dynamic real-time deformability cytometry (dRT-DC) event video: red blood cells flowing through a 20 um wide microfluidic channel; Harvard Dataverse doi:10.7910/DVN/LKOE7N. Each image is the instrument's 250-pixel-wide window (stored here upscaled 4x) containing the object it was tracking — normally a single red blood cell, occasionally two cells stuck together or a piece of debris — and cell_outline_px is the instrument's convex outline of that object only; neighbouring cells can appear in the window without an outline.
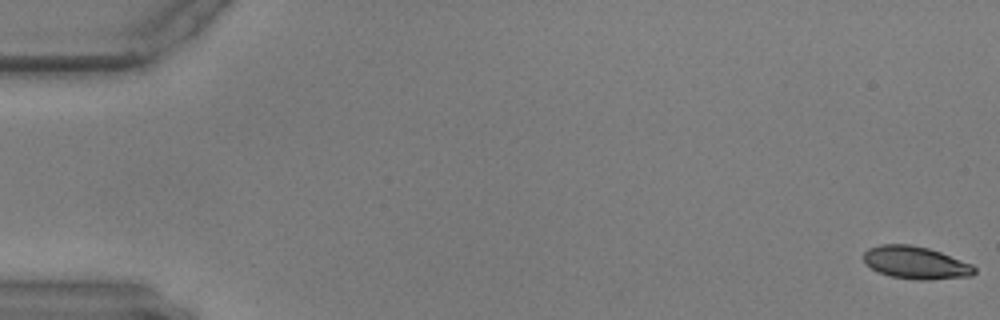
{"species": "common noctule bat (a hibernating species)", "species_latin": "Nyctalus noctula", "temperature_condition": "warm", "stored_images_in_passage": 29, "camera_frame_rate_fps": 3000, "um_per_image_px": 0.085, "animal": {"sex": "male", "body_mass_g": 17.9, "forearm_length_mm": 54.2}, "frame": {"image": 1, "passage_image": 1, "time_ms": 0.0, "image_size_px": [1000, 320], "cell_outline_px": [[976, 272], [972, 276], [928, 280], [916, 280], [888, 276], [876, 272], [864, 264], [860, 256], [868, 248], [880, 244], [908, 244], [928, 248], [940, 252], [972, 264], [976, 268]], "centroid_in_image_um": [77.77, 22.33], "position_along_channel_um": 7.2, "area_um2": 21.5}}
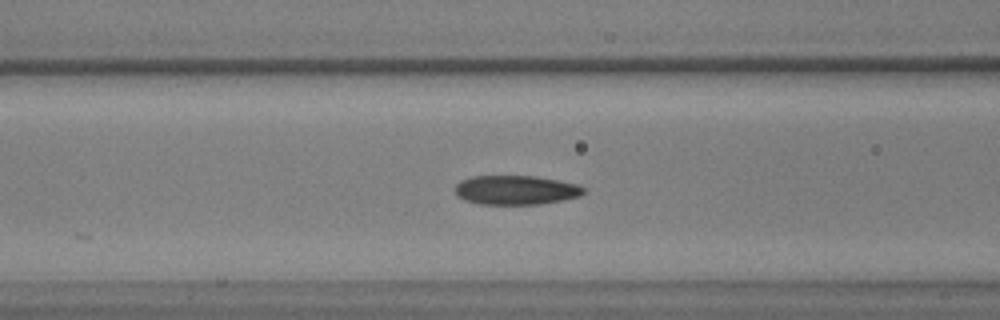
{"frame": {"image": 2, "passage_image": 24, "time_ms": 7.667, "image_size_px": [1000, 320], "cell_outline_px": [[584, 192], [580, 196], [540, 204], [480, 204], [464, 200], [456, 196], [456, 184], [460, 180], [472, 176], [536, 176], [576, 184], [584, 188]], "centroid_in_image_um": [43.8, 16.15], "position_along_channel_um": 122.8, "area_um2": 21.79}}
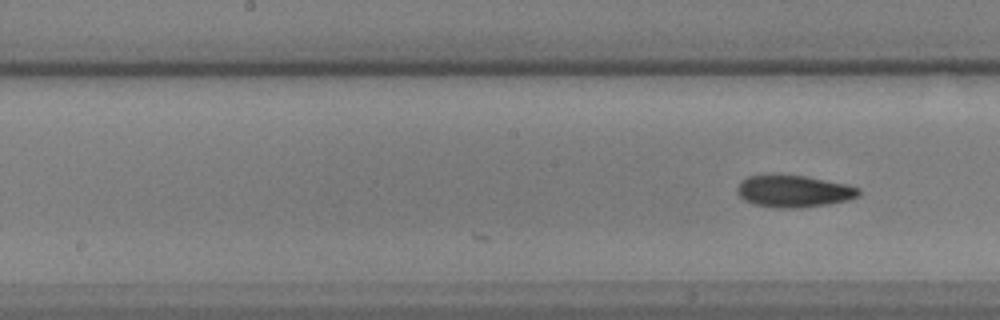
{"frame": {"image": 3, "passage_image": 29, "time_ms": 9.333, "image_size_px": [1000, 320], "cell_outline_px": [[860, 196], [848, 200], [828, 204], [800, 208], [784, 208], [752, 204], [744, 200], [736, 192], [736, 188], [748, 176], [804, 176], [844, 184], [860, 188]], "centroid_in_image_um": [67.49, 16.28], "position_along_channel_um": 180.7, "area_um2": 22.2}}